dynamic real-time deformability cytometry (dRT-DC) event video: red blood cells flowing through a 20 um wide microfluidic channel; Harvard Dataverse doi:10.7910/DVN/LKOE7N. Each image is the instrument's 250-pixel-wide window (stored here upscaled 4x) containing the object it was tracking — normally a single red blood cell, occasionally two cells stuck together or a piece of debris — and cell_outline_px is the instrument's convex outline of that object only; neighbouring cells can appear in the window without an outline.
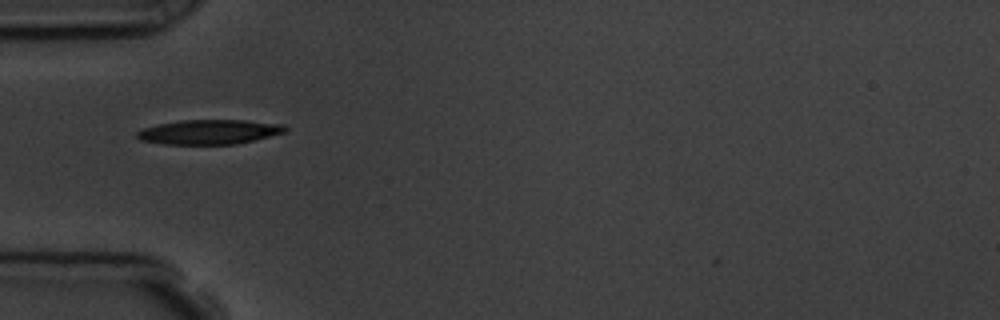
{"species": "common noctule bat (a hibernating species)", "species_latin": "Nyctalus noctula", "temperature_condition": "room temperature", "stored_images_in_passage": 8, "camera_frame_rate_fps": 3000, "um_per_image_px": 0.085, "animal": {"sex": "male", "body_mass_g": 19.5, "forearm_length_mm": 54.6}, "frame": {"image": 1, "passage_image": 6, "time_ms": 5.667, "image_size_px": [1000, 320], "cell_outline_px": [[288, 132], [256, 140], [236, 144], [164, 144], [140, 140], [136, 136], [136, 132], [144, 128], [160, 124], [180, 120], [244, 120], [284, 124], [288, 128]], "centroid_in_image_um": [17.86, 11.21], "position_along_channel_um": 67.1, "area_um2": 21.39}}